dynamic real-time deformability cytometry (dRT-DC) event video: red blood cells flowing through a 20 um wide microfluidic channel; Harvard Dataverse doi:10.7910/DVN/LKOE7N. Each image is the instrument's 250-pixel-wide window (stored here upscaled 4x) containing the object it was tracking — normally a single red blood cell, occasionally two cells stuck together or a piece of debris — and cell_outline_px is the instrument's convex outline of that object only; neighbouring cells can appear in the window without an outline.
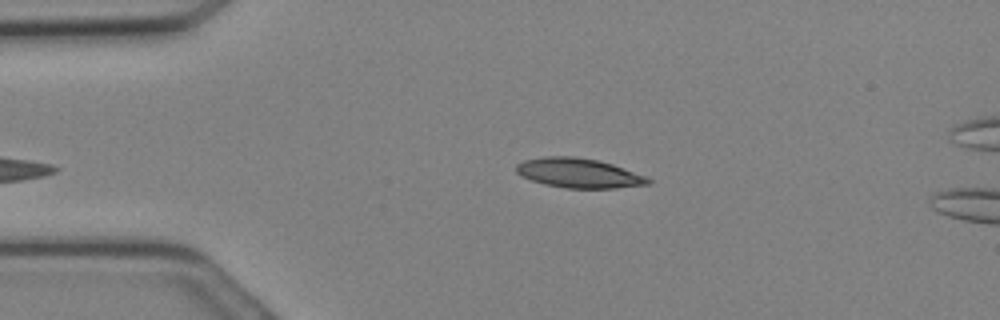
{"species": "Egyptian fruit bat (a non-hibernating species)", "species_latin": "Rousettus aegyptiacus", "temperature_condition": "cold", "stored_images_in_passage": 3, "camera_frame_rate_fps": 3000, "um_per_image_px": 0.085, "animal": {"sex": "female"}, "frame": {"image": 1, "passage_image": 1, "time_ms": 0.0, "image_size_px": [1000, 320], "cell_outline_px": [[652, 184], [616, 188], [568, 188], [544, 184], [520, 176], [516, 172], [516, 164], [524, 160], [544, 156], [576, 156], [596, 160], [612, 164], [648, 176], [652, 180]], "centroid_in_image_um": [49.22, 14.71], "position_along_channel_um": 35.8, "area_um2": 22.89}}